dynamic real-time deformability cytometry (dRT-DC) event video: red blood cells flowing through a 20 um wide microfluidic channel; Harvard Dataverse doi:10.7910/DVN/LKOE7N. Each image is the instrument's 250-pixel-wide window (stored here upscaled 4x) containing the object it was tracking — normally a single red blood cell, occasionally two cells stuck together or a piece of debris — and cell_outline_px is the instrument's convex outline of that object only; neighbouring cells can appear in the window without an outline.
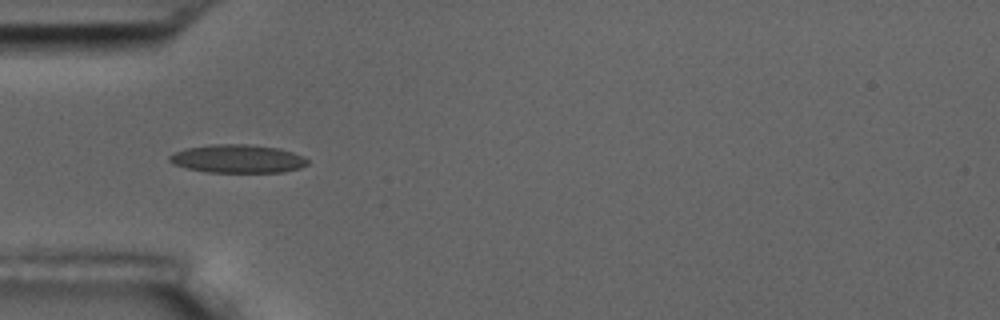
{"species": "common noctule bat (a hibernating species)", "species_latin": "Nyctalus noctula", "temperature_condition": "room temperature", "stored_images_in_passage": 2, "camera_frame_rate_fps": 3000, "um_per_image_px": 0.085, "animal": {"sex": "male", "body_mass_g": 17.5, "forearm_length_mm": 52.3}, "frame": {"image": 1, "passage_image": 1, "time_ms": 0.0, "image_size_px": [1000, 320], "cell_outline_px": [[308, 164], [300, 168], [284, 172], [208, 172], [188, 168], [172, 164], [168, 160], [168, 156], [184, 148], [212, 144], [248, 144], [280, 148], [304, 156], [308, 160]], "centroid_in_image_um": [20.21, 13.49], "position_along_channel_um": 64.8, "area_um2": 22.89}}